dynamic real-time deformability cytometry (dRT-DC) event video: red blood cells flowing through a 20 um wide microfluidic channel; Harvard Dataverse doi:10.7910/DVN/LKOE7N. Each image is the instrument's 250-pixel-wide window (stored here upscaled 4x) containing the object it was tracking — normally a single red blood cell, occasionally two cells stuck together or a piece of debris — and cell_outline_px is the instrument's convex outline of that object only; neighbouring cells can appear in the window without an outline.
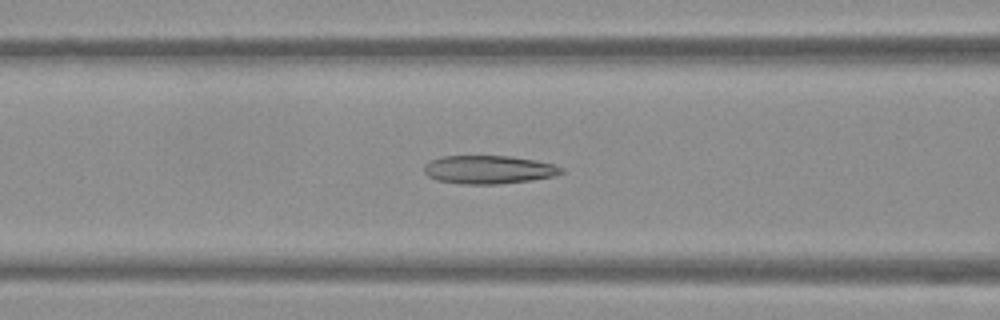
{"species": "Egyptian fruit bat (a non-hibernating species)", "species_latin": "Rousettus aegyptiacus", "temperature_condition": "warm", "stored_images_in_passage": 53, "camera_frame_rate_fps": 3000, "um_per_image_px": 0.085, "frame": {"image": 1, "passage_image": 22, "time_ms": 7.0, "image_size_px": [1000, 320], "cell_outline_px": [[564, 172], [552, 176], [532, 180], [496, 184], [460, 184], [436, 180], [428, 176], [424, 172], [424, 164], [432, 160], [444, 156], [512, 156], [556, 164], [564, 168]], "centroid_in_image_um": [41.55, 14.42], "position_along_channel_um": 125.1, "area_um2": 22.72}}
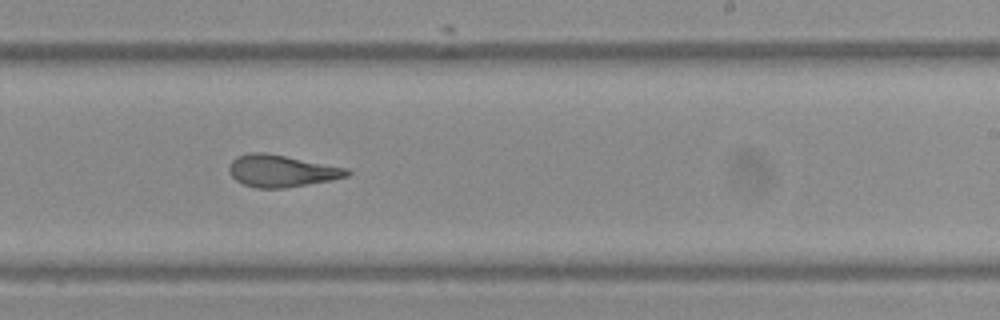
{"frame": {"image": 2, "passage_image": 33, "time_ms": 10.667, "image_size_px": [1000, 320], "cell_outline_px": [[352, 172], [348, 176], [332, 180], [284, 188], [256, 188], [244, 184], [236, 180], [228, 172], [228, 168], [232, 160], [236, 156], [248, 152], [264, 152], [348, 168]], "centroid_in_image_um": [23.91, 14.52], "position_along_channel_um": 265.1, "area_um2": 22.02}}
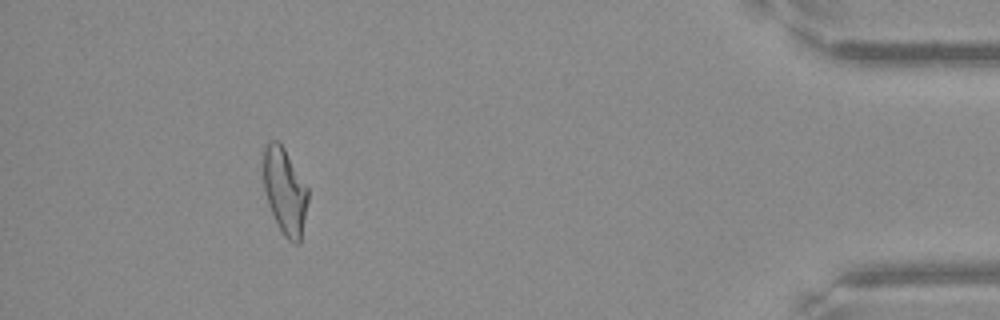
{"frame": {"image": 3, "passage_image": 49, "time_ms": 16.0, "image_size_px": [1000, 320], "cell_outline_px": [[308, 200], [300, 244], [296, 244], [288, 240], [284, 236], [268, 204], [264, 192], [264, 144], [268, 140], [276, 140], [284, 148], [308, 188]], "centroid_in_image_um": [24.21, 16.25], "position_along_channel_um": 411.0, "area_um2": 22.25}, "authors_computed_cell_mechanics": {"area_um2": 23.0044, "velocity_mm_per_s": 3.8177, "shape_relaxation_time_tau1_ms": null, "shape_relaxation_time_tau2_ms": 2.489, "deformation_change_tau1": null, "deformation_change_tau2": 0.1252}}